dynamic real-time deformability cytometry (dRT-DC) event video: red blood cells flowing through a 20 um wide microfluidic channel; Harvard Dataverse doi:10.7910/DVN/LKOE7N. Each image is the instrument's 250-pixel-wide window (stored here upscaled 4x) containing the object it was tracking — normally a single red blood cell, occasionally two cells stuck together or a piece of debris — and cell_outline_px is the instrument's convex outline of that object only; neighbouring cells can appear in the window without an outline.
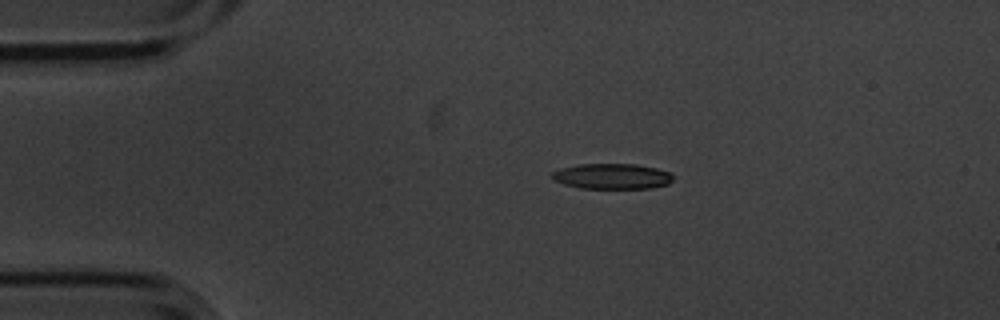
{"species": "common noctule bat (a hibernating species)", "species_latin": "Nyctalus noctula", "temperature_condition": "cold", "stored_images_in_passage": 5, "camera_frame_rate_fps": 3000, "um_per_image_px": 0.085, "animal": {"sex": "male", "body_mass_g": 20.1, "forearm_length_mm": 53.5}, "frame": {"image": 1, "passage_image": 1, "time_ms": 0.0, "image_size_px": [1000, 320], "cell_outline_px": [[672, 180], [668, 184], [652, 188], [580, 188], [564, 184], [552, 180], [552, 172], [560, 168], [580, 164], [636, 164], [656, 168], [672, 172]], "centroid_in_image_um": [52.03, 14.98], "position_along_channel_um": 33.0, "area_um2": 18.03}}
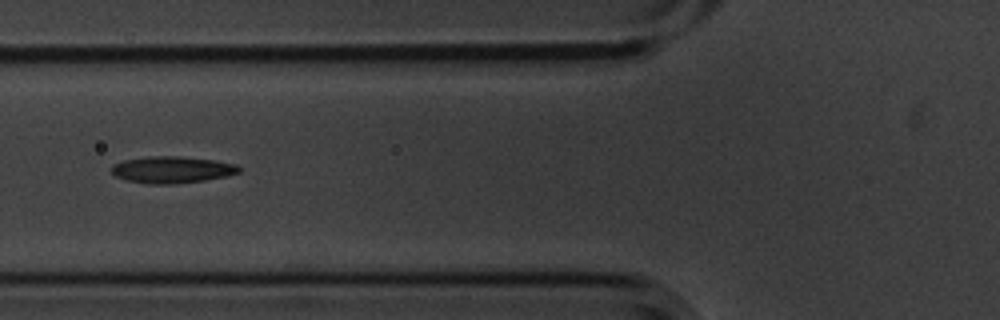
{"frame": {"image": 2, "passage_image": 4, "time_ms": 1.0, "image_size_px": [1000, 320], "cell_outline_px": [[240, 172], [228, 176], [204, 180], [172, 184], [148, 184], [128, 180], [116, 176], [112, 172], [112, 164], [124, 160], [148, 156], [176, 156], [212, 160], [236, 164], [240, 168]], "centroid_in_image_um": [14.62, 14.42], "position_along_channel_um": 111.2, "area_um2": 19.71}}
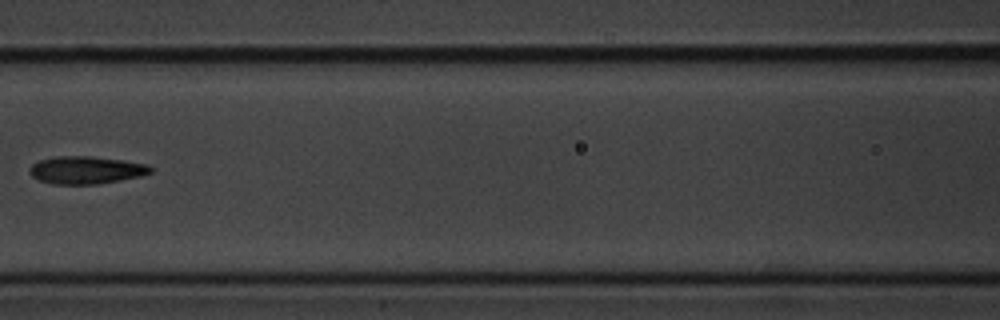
{"frame": {"image": 3, "passage_image": 5, "time_ms": 1.333, "image_size_px": [1000, 320], "cell_outline_px": [[152, 172], [140, 176], [120, 180], [96, 184], [52, 184], [40, 180], [32, 176], [28, 172], [28, 168], [32, 164], [40, 160], [56, 156], [92, 156], [124, 160], [148, 164], [152, 168]], "centroid_in_image_um": [7.31, 14.45], "position_along_channel_um": 159.3, "area_um2": 19.54}}